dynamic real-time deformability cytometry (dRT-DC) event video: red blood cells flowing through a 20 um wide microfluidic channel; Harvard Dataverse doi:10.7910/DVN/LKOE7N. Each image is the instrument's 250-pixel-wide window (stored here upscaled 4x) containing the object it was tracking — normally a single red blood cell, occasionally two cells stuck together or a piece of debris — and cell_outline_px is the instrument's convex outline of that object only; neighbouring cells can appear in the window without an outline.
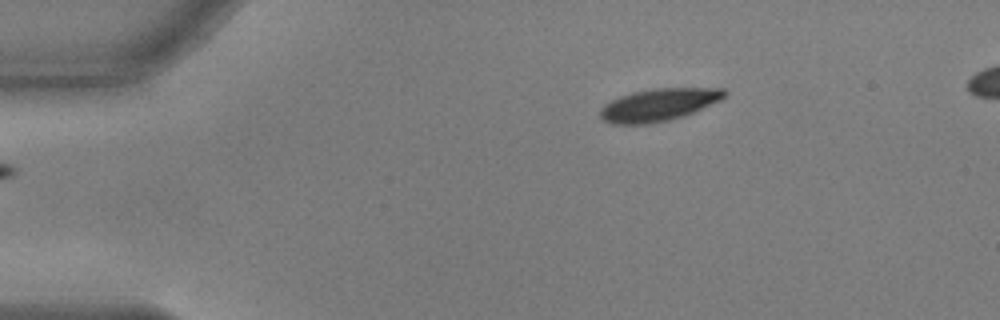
{"species": "common noctule bat (a hibernating species)", "species_latin": "Nyctalus noctula", "temperature_condition": "warm", "stored_images_in_passage": 47, "camera_frame_rate_fps": 3000, "um_per_image_px": 0.085, "animal": {"sex": "male", "body_mass_g": 17.9, "forearm_length_mm": 54.2}, "frame": {"image": 1, "passage_image": 1, "time_ms": 0.0, "image_size_px": [1000, 320], "cell_outline_px": [[728, 96], [720, 100], [684, 116], [668, 120], [648, 124], [612, 124], [604, 120], [600, 116], [600, 108], [604, 104], [620, 96], [632, 92], [652, 88], [724, 88], [728, 92]], "centroid_in_image_um": [56.0, 8.9], "position_along_channel_um": 29.0, "area_um2": 23.58}}
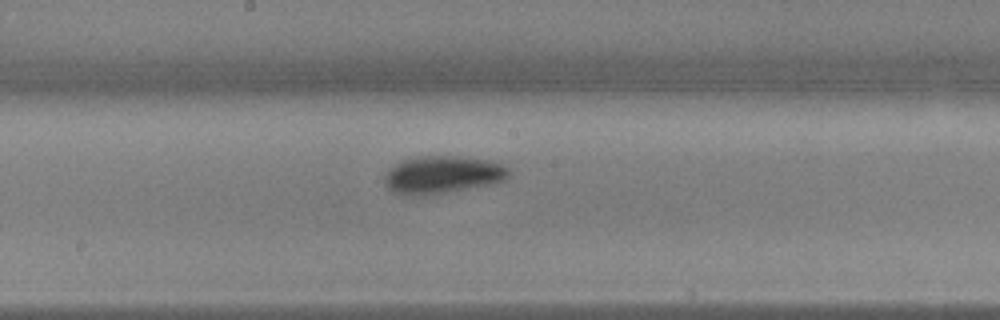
{"frame": {"image": 2, "passage_image": 21, "time_ms": 6.667, "image_size_px": [1000, 320], "cell_outline_px": [[508, 176], [504, 180], [492, 184], [420, 196], [396, 192], [388, 188], [384, 184], [384, 176], [396, 164], [404, 160], [416, 156], [456, 156], [492, 160], [508, 168]], "centroid_in_image_um": [37.63, 14.83], "position_along_channel_um": 210.6, "area_um2": 26.82}}
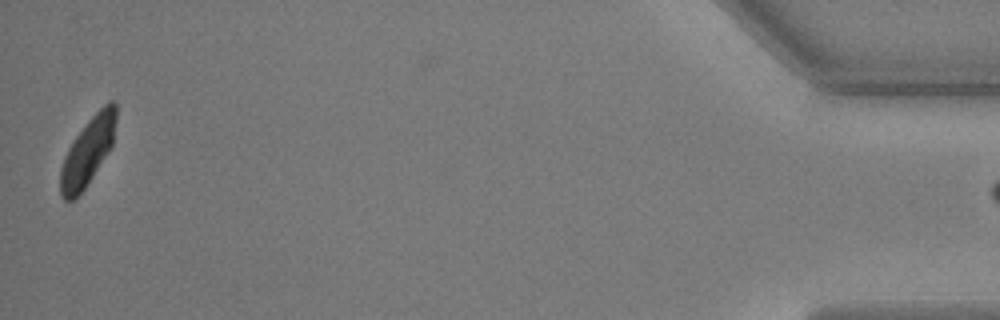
{"frame": {"image": 3, "passage_image": 46, "time_ms": 15.0, "image_size_px": [1000, 320], "cell_outline_px": [[116, 120], [112, 144], [108, 152], [84, 188], [72, 200], [64, 200], [60, 196], [60, 168], [64, 156], [68, 148], [76, 136], [88, 120], [108, 100], [112, 100], [116, 104]], "centroid_in_image_um": [7.44, 12.85], "position_along_channel_um": 427.8, "area_um2": 21.56}}